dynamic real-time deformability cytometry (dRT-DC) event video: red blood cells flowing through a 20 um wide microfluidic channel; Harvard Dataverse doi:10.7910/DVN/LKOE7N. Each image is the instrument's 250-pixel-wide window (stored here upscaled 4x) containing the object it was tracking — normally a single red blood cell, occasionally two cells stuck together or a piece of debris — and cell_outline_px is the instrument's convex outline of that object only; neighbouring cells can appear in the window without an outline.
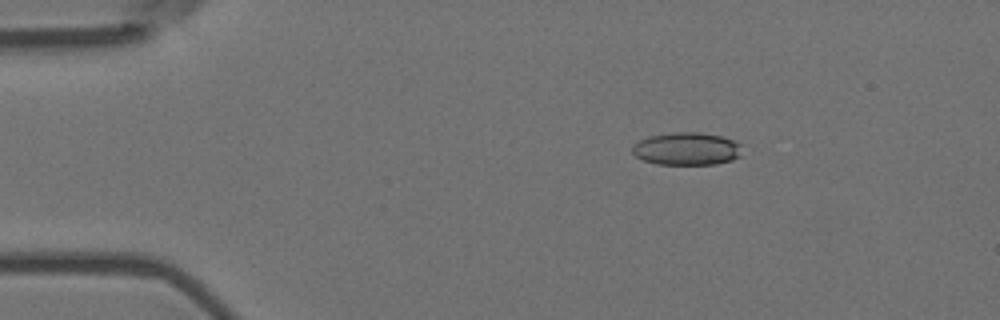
{"species": "Egyptian fruit bat (a non-hibernating species)", "species_latin": "Rousettus aegyptiacus", "temperature_condition": "room temperature", "stored_images_in_passage": 4, "camera_frame_rate_fps": 3000, "um_per_image_px": 0.085, "animal": {"sex": "female"}, "frame": {"image": 1, "passage_image": 2, "time_ms": 0.333, "image_size_px": [1000, 320], "cell_outline_px": [[740, 156], [732, 160], [712, 164], [656, 164], [644, 160], [636, 156], [632, 152], [632, 148], [640, 140], [648, 136], [672, 132], [700, 132], [720, 136], [732, 140], [740, 144]], "centroid_in_image_um": [58.35, 12.64], "position_along_channel_um": 26.6, "area_um2": 20.75}}